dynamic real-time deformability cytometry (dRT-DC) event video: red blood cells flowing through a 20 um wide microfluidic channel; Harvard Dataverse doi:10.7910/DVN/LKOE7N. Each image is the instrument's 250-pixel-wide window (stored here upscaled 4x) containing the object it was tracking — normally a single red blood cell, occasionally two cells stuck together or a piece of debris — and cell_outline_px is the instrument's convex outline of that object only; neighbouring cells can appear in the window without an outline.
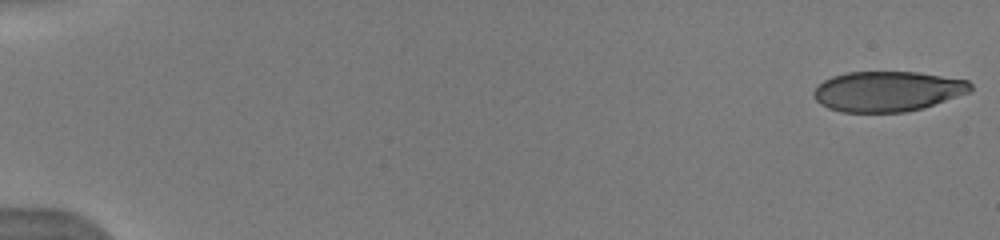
{"species": "human", "species_latin": "Homo sapiens", "temperature_condition": "warm", "stored_images_in_passage": 46, "camera_frame_rate_fps": 3000, "um_per_image_px": 0.085, "donor": {"sex": "male"}, "frame": {"image": 1, "passage_image": 1, "time_ms": 0.0, "image_size_px": [1000, 240], "cell_outline_px": [[972, 92], [924, 108], [904, 112], [840, 112], [828, 108], [820, 104], [812, 96], [812, 92], [824, 80], [832, 76], [848, 72], [916, 72], [968, 80], [972, 84]], "centroid_in_image_um": [75.45, 7.77], "position_along_channel_um": 9.5, "area_um2": 36.99}}
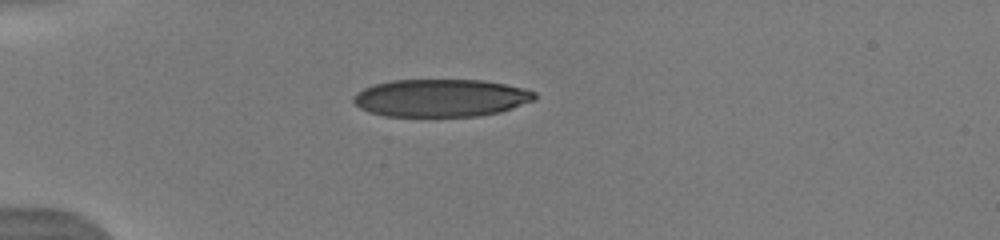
{"frame": {"image": 2, "passage_image": 20, "time_ms": 4.667, "image_size_px": [1000, 240], "cell_outline_px": [[536, 100], [500, 112], [480, 116], [384, 116], [368, 112], [360, 108], [352, 100], [352, 96], [356, 92], [364, 88], [376, 84], [392, 80], [484, 80], [524, 88], [536, 92]], "centroid_in_image_um": [37.48, 8.33], "position_along_channel_um": 47.5, "area_um2": 39.94}}
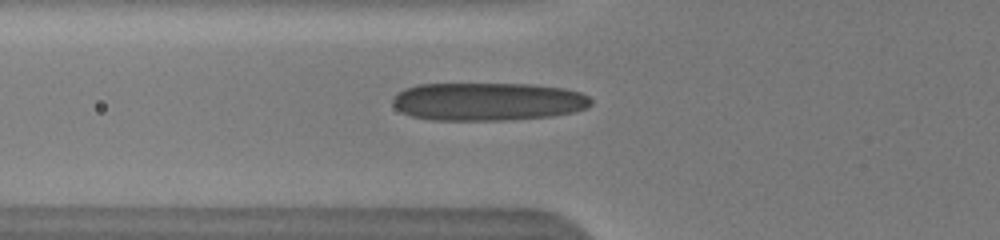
{"frame": {"image": 3, "passage_image": 28, "time_ms": 6.333, "image_size_px": [1000, 240], "cell_outline_px": [[592, 104], [588, 108], [572, 112], [552, 116], [504, 120], [432, 120], [412, 116], [400, 112], [392, 104], [392, 96], [396, 92], [404, 88], [416, 84], [532, 84], [564, 88], [580, 92], [588, 96], [592, 100]], "centroid_in_image_um": [41.43, 8.63], "position_along_channel_um": 84.4, "area_um2": 44.45}}